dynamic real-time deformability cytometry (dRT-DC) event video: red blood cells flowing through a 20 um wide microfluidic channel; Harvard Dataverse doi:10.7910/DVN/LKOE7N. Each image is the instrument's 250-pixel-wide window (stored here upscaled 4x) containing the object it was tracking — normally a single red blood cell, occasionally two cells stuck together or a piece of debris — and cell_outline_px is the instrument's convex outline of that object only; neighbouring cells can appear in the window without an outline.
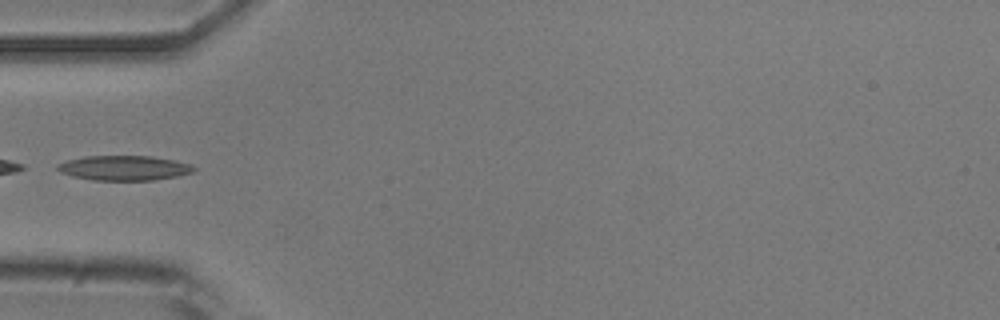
{"species": "common noctule bat (a hibernating species)", "species_latin": "Nyctalus noctula", "temperature_condition": "room temperature", "stored_images_in_passage": 2, "camera_frame_rate_fps": 3000, "um_per_image_px": 0.085, "animal": {"sex": "male", "body_mass_g": 20.5, "forearm_length_mm": 52.5}, "frame": {"image": 1, "passage_image": 2, "time_ms": 0.333, "image_size_px": [1000, 320], "cell_outline_px": [[196, 168], [192, 172], [176, 176], [152, 180], [92, 180], [72, 176], [60, 172], [56, 168], [56, 164], [68, 160], [88, 156], [152, 156], [176, 160], [188, 164]], "centroid_in_image_um": [10.52, 14.27], "position_along_channel_um": 74.5, "area_um2": 19.59}}